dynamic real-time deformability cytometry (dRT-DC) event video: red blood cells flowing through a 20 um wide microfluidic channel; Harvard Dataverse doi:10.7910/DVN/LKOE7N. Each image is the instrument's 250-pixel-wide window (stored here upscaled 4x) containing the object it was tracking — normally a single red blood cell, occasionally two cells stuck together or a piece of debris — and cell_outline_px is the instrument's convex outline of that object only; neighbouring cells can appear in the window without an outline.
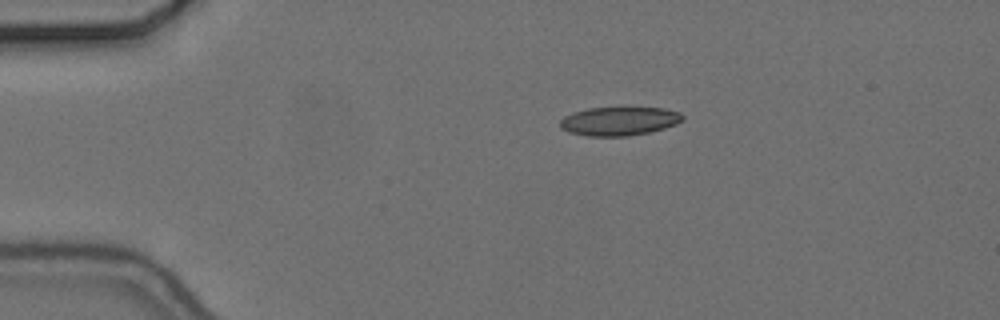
{"species": "common noctule bat (a hibernating species)", "species_latin": "Nyctalus noctula", "temperature_condition": "cold", "stored_images_in_passage": 46, "camera_frame_rate_fps": 3000, "um_per_image_px": 0.085, "animal": {"sex": "female", "body_mass_g": 24.6, "forearm_length_mm": 56.2}, "frame": {"image": 1, "passage_image": 1, "time_ms": 0.0, "image_size_px": [1000, 320], "cell_outline_px": [[684, 120], [676, 124], [664, 128], [648, 132], [628, 136], [588, 136], [568, 132], [560, 128], [560, 120], [564, 116], [572, 112], [588, 108], [624, 104], [664, 108], [680, 112], [684, 116]], "centroid_in_image_um": [52.64, 10.23], "position_along_channel_um": 32.4, "area_um2": 21.62}}
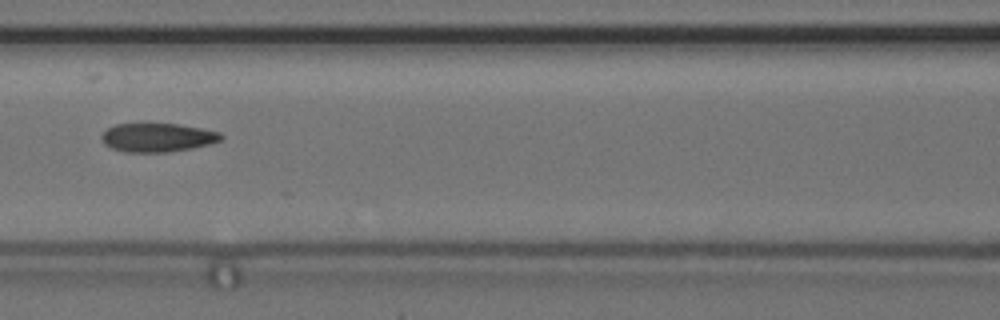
{"frame": {"image": 2, "passage_image": 15, "time_ms": 4.667, "image_size_px": [1000, 320], "cell_outline_px": [[224, 136], [220, 140], [208, 144], [192, 148], [168, 152], [124, 152], [112, 148], [104, 144], [100, 136], [108, 128], [116, 124], [144, 120], [176, 124], [200, 128], [220, 132]], "centroid_in_image_um": [13.32, 11.64], "position_along_channel_um": 153.3, "area_um2": 20.69}}
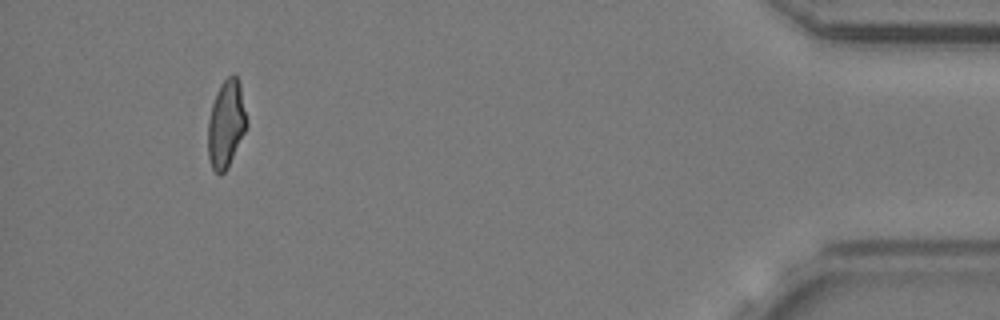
{"frame": {"image": 3, "passage_image": 42, "time_ms": 13.667, "image_size_px": [1000, 320], "cell_outline_px": [[248, 124], [228, 168], [220, 176], [212, 168], [208, 156], [208, 120], [212, 104], [216, 92], [220, 84], [232, 72], [236, 76], [240, 84], [248, 120]], "centroid_in_image_um": [19.22, 10.52], "position_along_channel_um": 416.0, "area_um2": 19.94}, "authors_computed_cell_mechanics": {"area_um2": 20.2878, "velocity_mm_per_s": 3.6795, "shape_relaxation_time_tau1_ms": 6.3039, "shape_relaxation_time_tau2_ms": 2.7621, "deformation_change_tau1": 0.1398, "deformation_change_tau2": 0.0984}}